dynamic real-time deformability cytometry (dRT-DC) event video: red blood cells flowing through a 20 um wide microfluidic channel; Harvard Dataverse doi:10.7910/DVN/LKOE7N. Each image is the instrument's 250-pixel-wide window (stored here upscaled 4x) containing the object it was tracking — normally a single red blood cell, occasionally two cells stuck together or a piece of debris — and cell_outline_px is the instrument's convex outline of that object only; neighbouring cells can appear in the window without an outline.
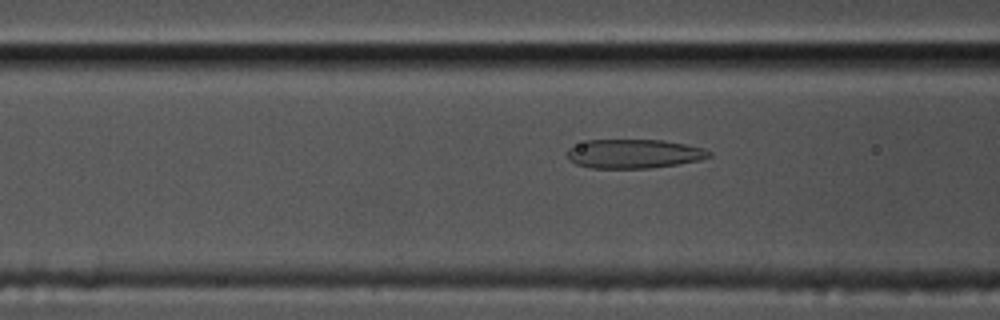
{"species": "common noctule bat (a hibernating species)", "species_latin": "Nyctalus noctula", "temperature_condition": "cold", "stored_images_in_passage": 46, "camera_frame_rate_fps": 3000, "um_per_image_px": 0.085, "animal": {"sex": "male", "body_mass_g": 17.5, "forearm_length_mm": 52.3}, "frame": {"image": 1, "passage_image": 10, "time_ms": 3.0, "image_size_px": [1000, 320], "cell_outline_px": [[712, 156], [700, 160], [676, 164], [648, 168], [592, 168], [576, 164], [568, 156], [568, 148], [588, 140], [664, 140], [704, 148], [712, 152]], "centroid_in_image_um": [53.92, 13.07], "position_along_channel_um": 112.7, "area_um2": 23.81}}
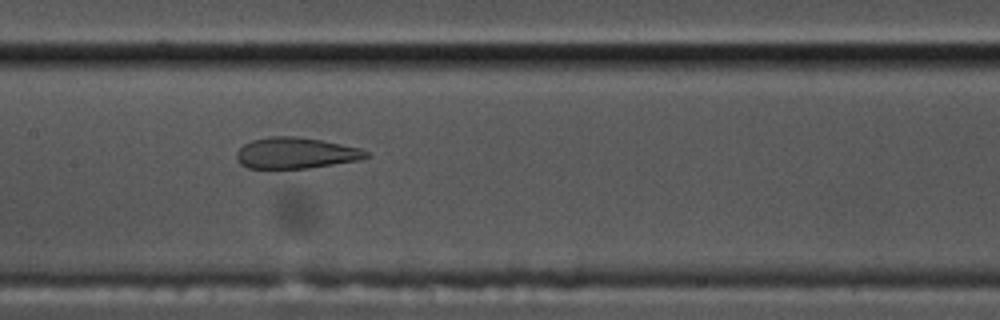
{"frame": {"image": 2, "passage_image": 16, "time_ms": 5.0, "image_size_px": [1000, 320], "cell_outline_px": [[368, 156], [360, 160], [308, 168], [248, 168], [240, 164], [236, 160], [236, 152], [244, 144], [252, 140], [268, 136], [296, 136], [320, 140], [360, 148], [368, 152]], "centroid_in_image_um": [25.1, 13.01], "position_along_channel_um": 182.3, "area_um2": 23.41}}
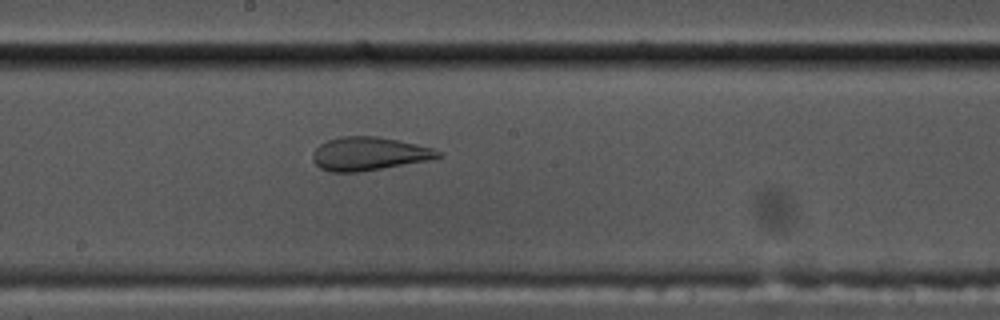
{"frame": {"image": 3, "passage_image": 19, "time_ms": 6.0, "image_size_px": [1000, 320], "cell_outline_px": [[440, 156], [432, 160], [360, 172], [328, 172], [320, 168], [312, 160], [312, 152], [320, 144], [328, 140], [340, 136], [376, 136], [416, 144], [432, 148], [440, 152]], "centroid_in_image_um": [31.33, 13.08], "position_along_channel_um": 216.9, "area_um2": 24.45}}